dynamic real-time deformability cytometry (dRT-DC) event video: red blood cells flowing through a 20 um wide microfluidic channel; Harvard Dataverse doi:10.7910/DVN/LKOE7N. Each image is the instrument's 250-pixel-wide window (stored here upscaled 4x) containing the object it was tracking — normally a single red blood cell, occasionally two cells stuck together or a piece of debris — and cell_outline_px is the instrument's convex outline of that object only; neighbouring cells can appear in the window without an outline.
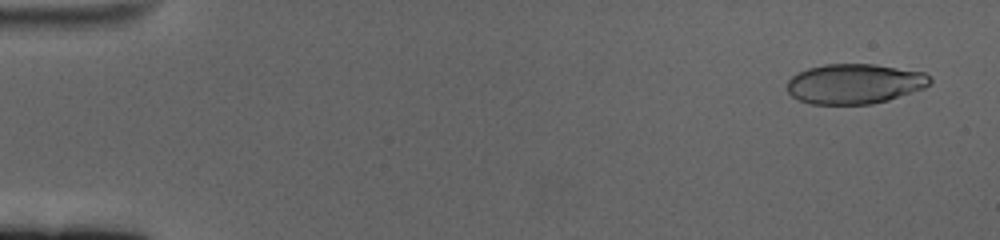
{"species": "human", "species_latin": "Homo sapiens", "temperature_condition": "cold", "stored_images_in_passage": 60, "camera_frame_rate_fps": 3000, "um_per_image_px": 0.085, "donor": {"sex": "female"}, "frame": {"image": 1, "passage_image": 3, "time_ms": 0.667, "image_size_px": [1000, 240], "cell_outline_px": [[932, 80], [924, 88], [888, 100], [872, 104], [812, 104], [800, 100], [792, 96], [788, 92], [788, 80], [792, 76], [808, 68], [824, 64], [872, 64], [924, 72]], "centroid_in_image_um": [72.63, 7.12], "position_along_channel_um": 12.4, "area_um2": 33.06}}
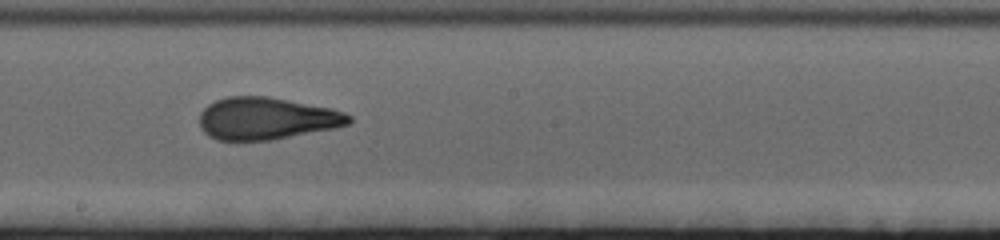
{"frame": {"image": 2, "passage_image": 34, "time_ms": 11.0, "image_size_px": [1000, 240], "cell_outline_px": [[352, 120], [348, 124], [336, 128], [272, 140], [216, 140], [208, 136], [200, 128], [200, 112], [208, 104], [216, 100], [228, 96], [268, 96], [332, 108], [344, 112], [352, 116]], "centroid_in_image_um": [22.66, 10.07], "position_along_channel_um": 225.5, "area_um2": 36.99}}
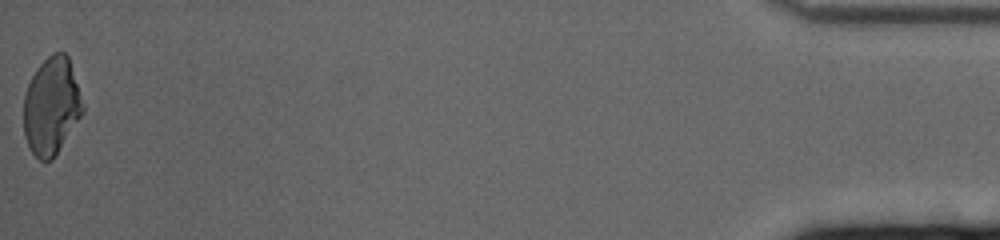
{"frame": {"image": 3, "passage_image": 60, "time_ms": 19.667, "image_size_px": [1000, 240], "cell_outline_px": [[84, 112], [52, 160], [40, 160], [32, 152], [24, 136], [24, 96], [28, 84], [36, 68], [52, 52], [64, 52], [68, 56], [84, 104]], "centroid_in_image_um": [4.38, 9.0], "position_along_channel_um": 430.8, "area_um2": 33.41}, "authors_computed_cell_mechanics": {"area_um2": 35.3736, "velocity_mm_per_s": 3.4058, "shape_relaxation_time_tau1_ms": 6.5389, "shape_relaxation_time_tau2_ms": 1.2868, "deformation_change_tau1": 0.233, "deformation_change_tau2": 0.0926}}